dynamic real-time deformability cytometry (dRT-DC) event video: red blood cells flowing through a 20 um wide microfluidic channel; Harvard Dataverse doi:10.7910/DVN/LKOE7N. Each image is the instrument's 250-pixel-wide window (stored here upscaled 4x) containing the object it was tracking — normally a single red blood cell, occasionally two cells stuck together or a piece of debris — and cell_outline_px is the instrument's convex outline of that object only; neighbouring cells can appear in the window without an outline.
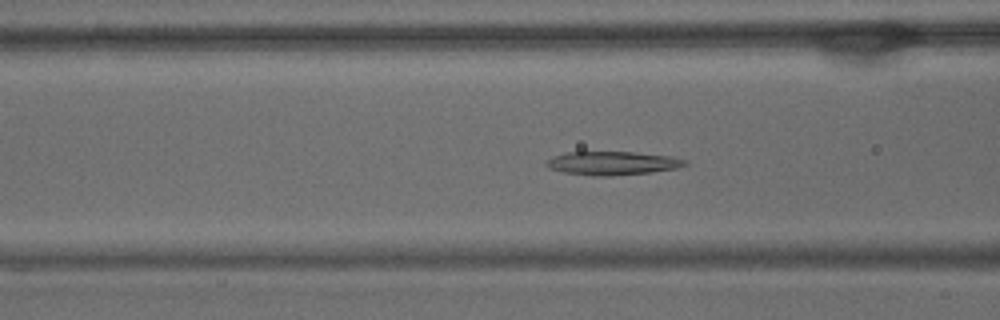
{"species": "common noctule bat (a hibernating species)", "species_latin": "Nyctalus noctula", "temperature_condition": "warm", "stored_images_in_passage": 43, "camera_frame_rate_fps": 3000, "um_per_image_px": 0.085, "animal": {"sex": "male", "body_mass_g": 15.6}, "frame": {"image": 1, "passage_image": 9, "time_ms": 2.667, "image_size_px": [1000, 320], "cell_outline_px": [[688, 164], [676, 168], [652, 172], [608, 176], [592, 176], [564, 172], [548, 168], [544, 164], [544, 160], [552, 156], [568, 152], [632, 152], [672, 156], [684, 160]], "centroid_in_image_um": [51.99, 13.87], "position_along_channel_um": 114.6, "area_um2": 19.07}}
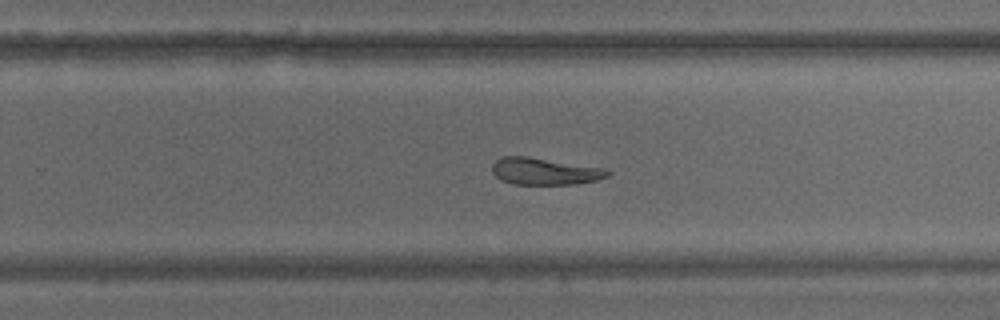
{"frame": {"image": 2, "passage_image": 23, "time_ms": 7.333, "image_size_px": [1000, 320], "cell_outline_px": [[612, 172], [608, 176], [596, 180], [576, 184], [512, 184], [500, 180], [492, 172], [492, 164], [500, 156], [528, 156], [604, 168]], "centroid_in_image_um": [46.27, 14.56], "position_along_channel_um": 283.5, "area_um2": 18.21}}
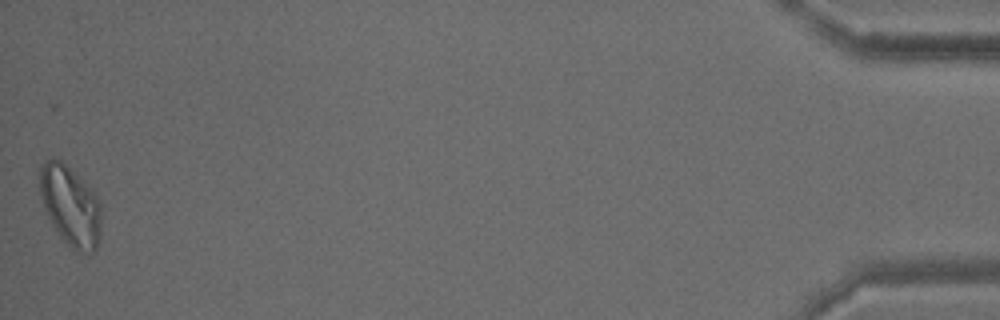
{"frame": {"image": 3, "passage_image": 43, "time_ms": 14.0, "image_size_px": [1000, 320], "cell_outline_px": [[100, 240], [96, 248], [92, 252], [80, 252], [72, 248], [60, 236], [52, 224], [44, 208], [40, 192], [40, 164], [44, 160], [52, 156], [60, 160], [92, 188], [100, 200]], "centroid_in_image_um": [5.99, 17.46], "position_along_channel_um": 429.2, "area_um2": 28.73}, "authors_computed_cell_mechanics": {"area_um2": 19.1318, "velocity_mm_per_s": 3.6286, "shape_relaxation_time_tau1_ms": null, "shape_relaxation_time_tau2_ms": 7.3557, "deformation_change_tau1": null, "deformation_change_tau2": 0.178}}